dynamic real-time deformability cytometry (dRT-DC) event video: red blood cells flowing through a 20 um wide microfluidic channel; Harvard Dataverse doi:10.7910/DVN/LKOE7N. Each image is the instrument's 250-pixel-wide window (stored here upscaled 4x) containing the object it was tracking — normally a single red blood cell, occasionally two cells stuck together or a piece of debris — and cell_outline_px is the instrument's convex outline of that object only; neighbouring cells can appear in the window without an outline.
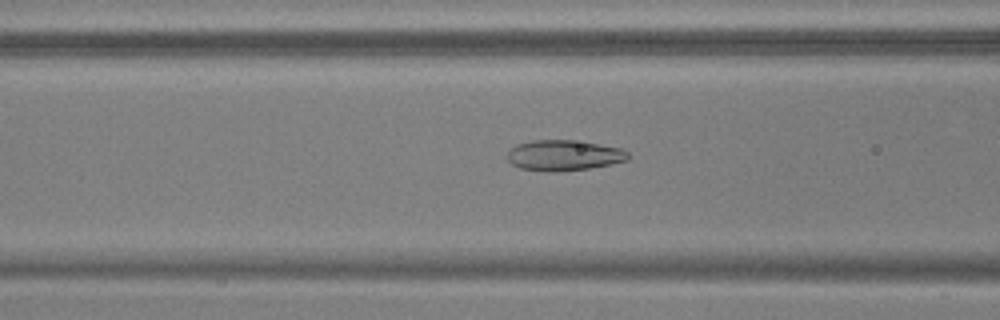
{"species": "common noctule bat (a hibernating species)", "species_latin": "Nyctalus noctula", "temperature_condition": "warm", "stored_images_in_passage": 51, "camera_frame_rate_fps": 3000, "um_per_image_px": 0.085, "animal": {"sex": "male", "body_mass_g": 17.9, "forearm_length_mm": 54.2}, "frame": {"image": 1, "passage_image": 19, "time_ms": 6.0, "image_size_px": [1000, 320], "cell_outline_px": [[628, 160], [588, 168], [556, 172], [548, 172], [520, 168], [512, 164], [508, 160], [508, 152], [516, 144], [532, 140], [572, 140], [620, 148], [628, 152]], "centroid_in_image_um": [47.88, 13.21], "position_along_channel_um": 118.7, "area_um2": 21.27}}
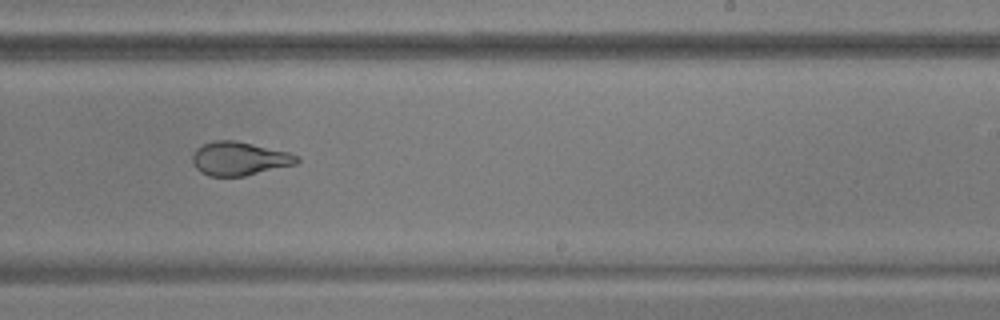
{"frame": {"image": 2, "passage_image": 31, "time_ms": 10.0, "image_size_px": [1000, 320], "cell_outline_px": [[300, 160], [296, 164], [244, 176], [208, 176], [200, 172], [196, 168], [192, 160], [192, 156], [196, 148], [204, 144], [216, 140], [236, 140], [288, 152], [300, 156]], "centroid_in_image_um": [20.34, 13.48], "position_along_channel_um": 268.7, "area_um2": 20.46}}
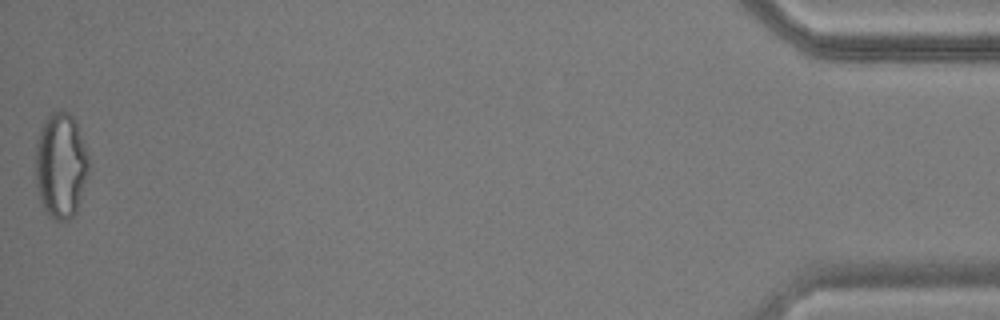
{"frame": {"image": 3, "passage_image": 51, "time_ms": 16.667, "image_size_px": [1000, 320], "cell_outline_px": [[88, 168], [80, 200], [76, 212], [68, 220], [56, 220], [48, 216], [40, 200], [36, 184], [36, 140], [40, 128], [44, 120], [52, 112], [60, 108], [68, 112], [76, 120], [88, 156]], "centroid_in_image_um": [5.15, 14.03], "position_along_channel_um": 430.1, "area_um2": 32.77}, "authors_computed_cell_mechanics": {"area_um2": 23.2356, "velocity_mm_per_s": 3.7479, "shape_relaxation_time_tau1_ms": 5.2567, "shape_relaxation_time_tau2_ms": 1.1431, "deformation_change_tau1": 0.1748, "deformation_change_tau2": 0.08}}